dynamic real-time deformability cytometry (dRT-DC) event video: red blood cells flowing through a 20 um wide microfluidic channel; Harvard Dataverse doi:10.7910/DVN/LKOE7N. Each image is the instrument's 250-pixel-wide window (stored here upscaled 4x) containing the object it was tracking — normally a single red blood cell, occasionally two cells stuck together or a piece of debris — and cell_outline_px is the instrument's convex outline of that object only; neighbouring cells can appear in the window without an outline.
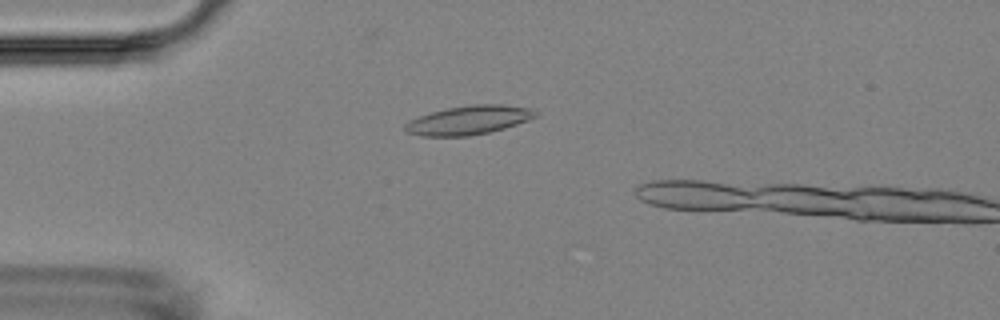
{"species": "Egyptian fruit bat (a non-hibernating species)", "species_latin": "Rousettus aegyptiacus", "temperature_condition": "room temperature", "stored_images_in_passage": 2, "camera_frame_rate_fps": 3000, "um_per_image_px": 0.085, "animal": {"sex": "female"}, "frame": {"image": 1, "passage_image": 1, "time_ms": 0.0, "image_size_px": [1000, 320], "cell_outline_px": [[540, 112], [536, 116], [528, 120], [504, 128], [488, 132], [468, 136], [420, 136], [404, 132], [404, 124], [408, 120], [432, 112], [448, 108], [472, 104], [500, 104], [532, 108]], "centroid_in_image_um": [39.83, 10.21], "position_along_channel_um": 45.2, "area_um2": 22.02}}